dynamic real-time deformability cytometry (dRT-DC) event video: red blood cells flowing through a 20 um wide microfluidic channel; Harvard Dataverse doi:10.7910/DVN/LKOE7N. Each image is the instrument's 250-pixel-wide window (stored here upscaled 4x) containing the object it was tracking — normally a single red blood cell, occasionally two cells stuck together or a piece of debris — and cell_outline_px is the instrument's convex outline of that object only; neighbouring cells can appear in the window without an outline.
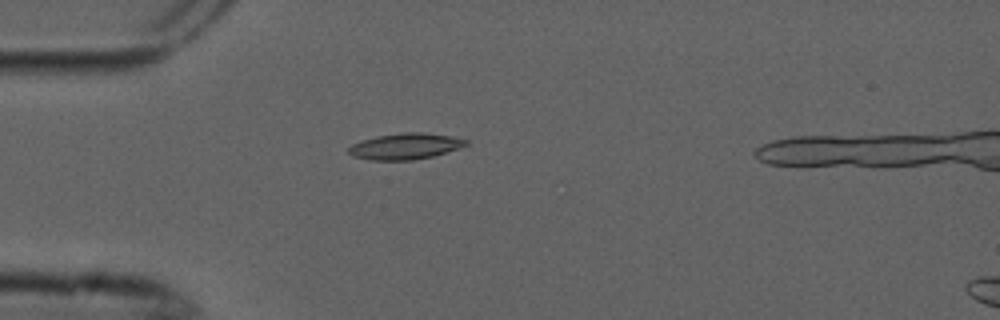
{"species": "common noctule bat (a hibernating species)", "species_latin": "Nyctalus noctula", "temperature_condition": "cold", "stored_images_in_passage": 4, "camera_frame_rate_fps": 3000, "um_per_image_px": 0.085, "animal": {"sex": "male", "forearm_length_mm": 52.5}, "frame": {"image": 1, "passage_image": 4, "time_ms": 1.0, "image_size_px": [1000, 320], "cell_outline_px": [[468, 144], [432, 156], [412, 160], [368, 160], [352, 156], [348, 152], [348, 148], [352, 144], [376, 136], [400, 132], [424, 132], [448, 136], [468, 140]], "centroid_in_image_um": [34.38, 12.43], "position_along_channel_um": 50.6, "area_um2": 17.63}}